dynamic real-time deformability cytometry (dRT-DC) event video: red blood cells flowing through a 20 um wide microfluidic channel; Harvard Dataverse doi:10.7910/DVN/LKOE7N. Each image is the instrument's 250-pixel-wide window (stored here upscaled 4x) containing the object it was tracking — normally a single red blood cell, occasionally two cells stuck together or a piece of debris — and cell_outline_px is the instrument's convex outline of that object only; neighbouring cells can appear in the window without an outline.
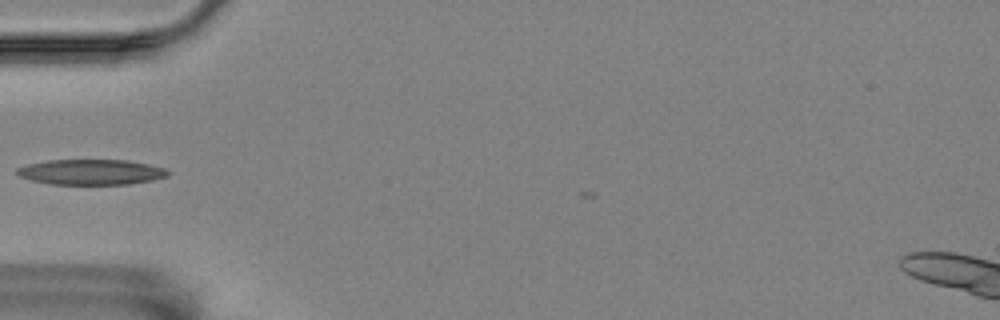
{"species": "Egyptian fruit bat (a non-hibernating species)", "species_latin": "Rousettus aegyptiacus", "temperature_condition": "room temperature", "stored_images_in_passage": 13, "camera_frame_rate_fps": 3000, "um_per_image_px": 0.085, "animal": {"sex": "female"}, "frame": {"image": 1, "passage_image": 1, "time_ms": 0.0, "image_size_px": [1000, 320], "cell_outline_px": [[172, 172], [168, 176], [152, 180], [128, 184], [52, 184], [32, 180], [20, 176], [16, 172], [16, 168], [28, 164], [48, 160], [128, 160], [148, 164], [164, 168]], "centroid_in_image_um": [7.77, 14.62], "position_along_channel_um": 77.2, "area_um2": 22.25}}